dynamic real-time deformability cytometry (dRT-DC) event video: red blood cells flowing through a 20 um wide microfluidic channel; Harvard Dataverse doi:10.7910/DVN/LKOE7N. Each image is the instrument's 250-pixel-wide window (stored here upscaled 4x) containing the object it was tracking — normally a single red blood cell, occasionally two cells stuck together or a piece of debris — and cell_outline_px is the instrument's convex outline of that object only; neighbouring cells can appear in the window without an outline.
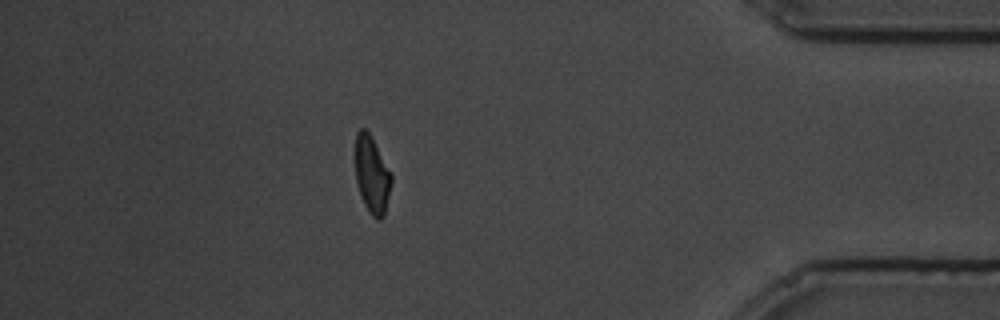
{"species": "common noctule bat (a hibernating species)", "species_latin": "Nyctalus noctula", "temperature_condition": "cold", "stored_images_in_passage": 112, "segment_of_instrument_passage": [2, 2], "camera_frame_rate_fps": 3000, "um_per_image_px": 0.085, "animal": {"sex": "male", "body_mass_g": 19.5, "forearm_length_mm": 54.6}, "frame": {"image": 1, "passage_image": 112, "time_ms": 37.0, "image_size_px": [1000, 320], "cell_outline_px": [[392, 180], [384, 216], [380, 220], [376, 220], [368, 212], [364, 204], [356, 184], [356, 132], [360, 128], [364, 128], [372, 136], [392, 172]], "centroid_in_image_um": [31.63, 14.85], "position_along_channel_um": 403.6, "area_um2": 16.47}}